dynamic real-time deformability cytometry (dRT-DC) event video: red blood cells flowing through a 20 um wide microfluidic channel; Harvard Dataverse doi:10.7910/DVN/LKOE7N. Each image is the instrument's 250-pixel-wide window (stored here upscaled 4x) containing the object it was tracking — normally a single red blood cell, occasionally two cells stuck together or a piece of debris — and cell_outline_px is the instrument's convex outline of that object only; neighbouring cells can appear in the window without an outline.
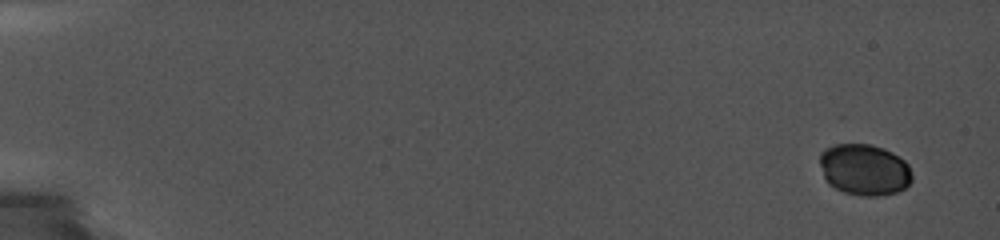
{"species": "common noctule bat (a hibernating species)", "species_latin": "Nyctalus noctula", "temperature_condition": "cold", "stored_images_in_passage": 69, "camera_frame_rate_fps": 5000, "um_per_image_px": 0.085, "animal": {"sex": "female", "body_mass_g": 19.0, "forearm_length_mm": 56.7}, "frame": {"image": 1, "passage_image": 1, "time_ms": 0.0, "image_size_px": [1000, 240], "cell_outline_px": [[912, 180], [904, 188], [896, 192], [876, 196], [860, 196], [844, 192], [828, 184], [824, 176], [820, 164], [820, 152], [824, 148], [836, 144], [872, 144], [884, 148], [892, 152], [904, 160], [908, 164], [912, 172]], "centroid_in_image_um": [73.47, 14.41], "position_along_channel_um": 11.5, "area_um2": 27.74}}
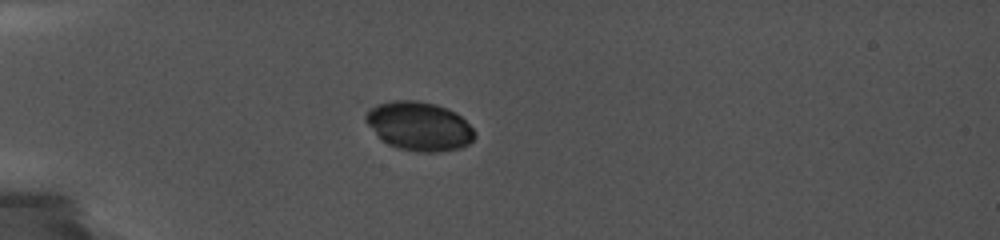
{"frame": {"image": 2, "passage_image": 18, "time_ms": 5.0, "image_size_px": [1000, 240], "cell_outline_px": [[476, 136], [468, 144], [460, 148], [436, 152], [416, 152], [400, 148], [388, 144], [376, 136], [364, 120], [364, 116], [376, 104], [392, 100], [416, 100], [436, 104], [448, 108], [456, 112], [476, 132]], "centroid_in_image_um": [35.62, 10.72], "position_along_channel_um": 49.4, "area_um2": 31.15}}